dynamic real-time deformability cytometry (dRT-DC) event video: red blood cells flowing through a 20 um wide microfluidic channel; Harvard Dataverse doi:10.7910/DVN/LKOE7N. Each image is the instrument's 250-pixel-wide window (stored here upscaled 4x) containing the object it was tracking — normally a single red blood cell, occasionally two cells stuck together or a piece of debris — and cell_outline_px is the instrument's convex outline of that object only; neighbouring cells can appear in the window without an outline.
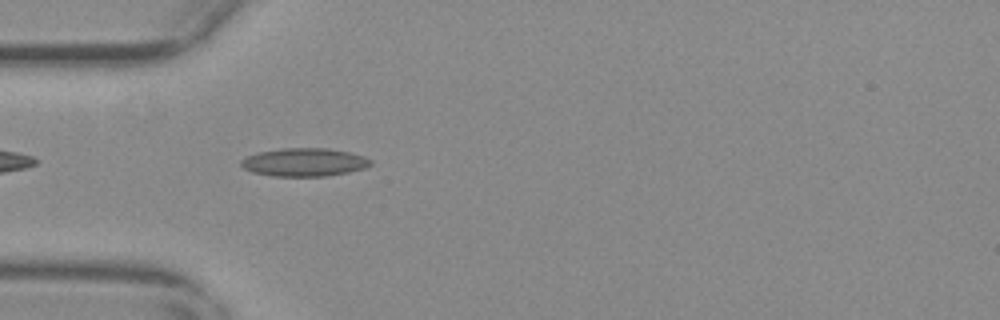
{"species": "common noctule bat (a hibernating species)", "species_latin": "Nyctalus noctula", "temperature_condition": "warm", "stored_images_in_passage": 42, "camera_frame_rate_fps": 3000, "um_per_image_px": 0.085, "animal": {"sex": "female", "body_mass_g": 29.2, "forearm_length_mm": 56.3}, "frame": {"image": 1, "passage_image": 3, "time_ms": 0.667, "image_size_px": [1000, 320], "cell_outline_px": [[372, 164], [364, 168], [348, 172], [324, 176], [272, 176], [252, 172], [244, 168], [240, 164], [240, 160], [248, 156], [260, 152], [284, 148], [328, 148], [352, 152], [364, 156], [372, 160]], "centroid_in_image_um": [25.89, 13.78], "position_along_channel_um": 59.1, "area_um2": 21.27}}
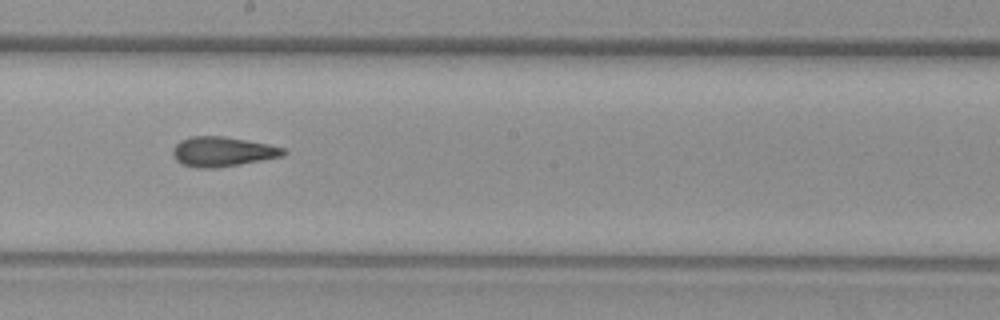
{"frame": {"image": 2, "passage_image": 17, "time_ms": 5.333, "image_size_px": [1000, 320], "cell_outline_px": [[288, 152], [284, 156], [240, 164], [216, 168], [196, 168], [180, 164], [172, 156], [172, 148], [180, 140], [192, 136], [224, 136], [268, 144], [284, 148]], "centroid_in_image_um": [18.89, 12.89], "position_along_channel_um": 229.3, "area_um2": 19.36}}
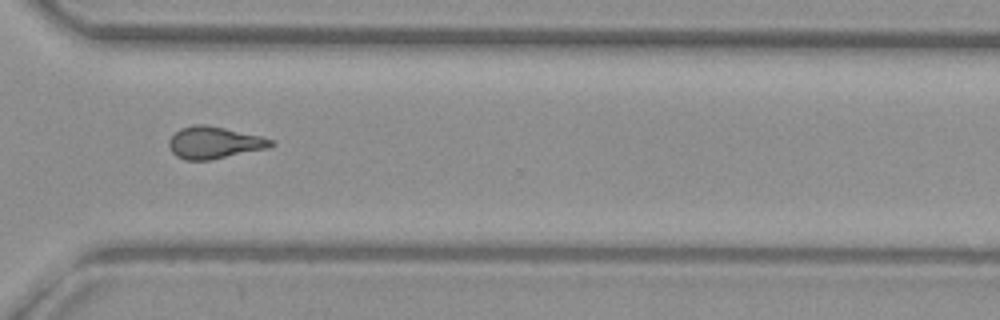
{"frame": {"image": 3, "passage_image": 27, "time_ms": 8.667, "image_size_px": [1000, 320], "cell_outline_px": [[276, 144], [268, 148], [212, 160], [184, 160], [176, 156], [168, 148], [168, 140], [180, 128], [192, 124], [204, 124], [224, 128], [260, 136], [276, 140]], "centroid_in_image_um": [18.2, 12.13], "position_along_channel_um": 352.4, "area_um2": 19.25}, "authors_computed_cell_mechanics": {"area_um2": 18.7561, "velocity_mm_per_s": 3.6992, "shape_relaxation_time_tau1_ms": 8.7178, "shape_relaxation_time_tau2_ms": 3.1738, "deformation_change_tau1": 0.1942, "deformation_change_tau2": 0.1052}}